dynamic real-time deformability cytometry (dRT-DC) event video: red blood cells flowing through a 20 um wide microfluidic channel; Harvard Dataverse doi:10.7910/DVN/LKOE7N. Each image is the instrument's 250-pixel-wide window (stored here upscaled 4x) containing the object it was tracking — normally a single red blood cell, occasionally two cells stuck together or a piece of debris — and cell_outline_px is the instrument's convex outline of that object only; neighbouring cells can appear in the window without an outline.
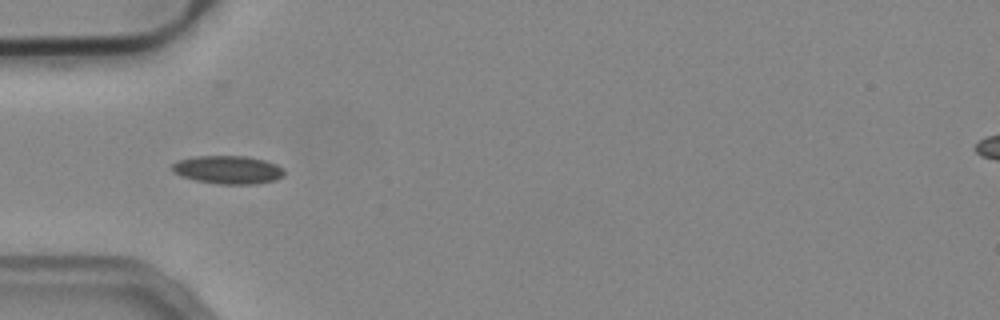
{"species": "common noctule bat (a hibernating species)", "species_latin": "Nyctalus noctula", "temperature_condition": "cold", "stored_images_in_passage": 11, "camera_frame_rate_fps": 3000, "um_per_image_px": 0.085, "animal": {"sex": "male", "body_mass_g": 19.2, "forearm_length_mm": 51.8}, "frame": {"image": 1, "passage_image": 7, "time_ms": 2.0, "image_size_px": [1000, 320], "cell_outline_px": [[284, 176], [276, 180], [256, 184], [216, 184], [196, 180], [180, 176], [172, 172], [172, 164], [180, 160], [196, 156], [244, 156], [264, 160], [276, 164], [284, 168]], "centroid_in_image_um": [19.39, 14.44], "position_along_channel_um": 65.6, "area_um2": 18.5}}